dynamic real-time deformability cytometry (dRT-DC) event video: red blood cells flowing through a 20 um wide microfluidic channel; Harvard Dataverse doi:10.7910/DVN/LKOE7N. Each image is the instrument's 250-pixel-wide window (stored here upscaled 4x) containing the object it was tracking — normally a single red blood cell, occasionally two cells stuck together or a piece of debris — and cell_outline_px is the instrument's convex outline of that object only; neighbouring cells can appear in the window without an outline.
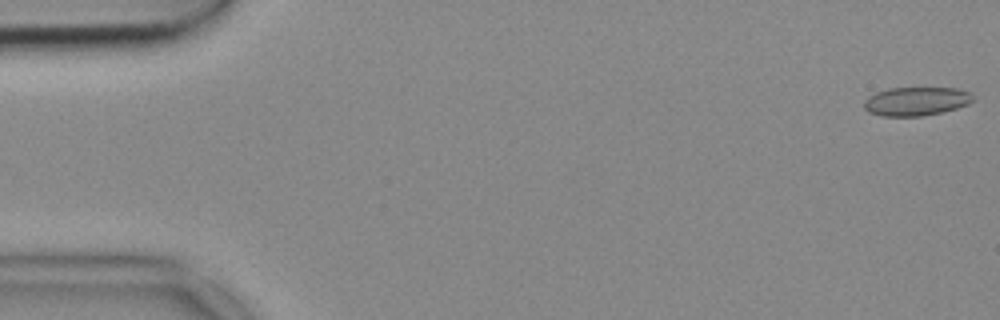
{"species": "common noctule bat (a hibernating species)", "species_latin": "Nyctalus noctula", "temperature_condition": "cold", "stored_images_in_passage": 53, "camera_frame_rate_fps": 3000, "um_per_image_px": 0.085, "animal": {"sex": "female", "body_mass_g": 18.4}, "frame": {"image": 1, "passage_image": 1, "time_ms": 0.0, "image_size_px": [1000, 320], "cell_outline_px": [[976, 100], [968, 104], [956, 108], [940, 112], [920, 116], [884, 116], [868, 112], [864, 108], [864, 100], [868, 96], [876, 92], [888, 88], [956, 88], [972, 92]], "centroid_in_image_um": [77.89, 8.6], "position_along_channel_um": 7.1, "area_um2": 18.32}}
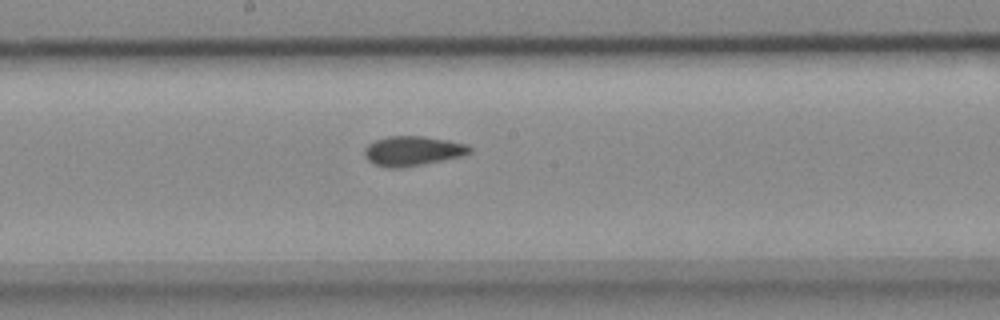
{"frame": {"image": 2, "passage_image": 28, "time_ms": 9.0, "image_size_px": [1000, 320], "cell_outline_px": [[472, 152], [464, 156], [404, 168], [388, 168], [372, 164], [364, 156], [364, 148], [368, 144], [376, 140], [388, 136], [424, 136], [448, 140], [468, 144], [472, 148]], "centroid_in_image_um": [35.09, 12.84], "position_along_channel_um": 213.1, "area_um2": 18.55}}
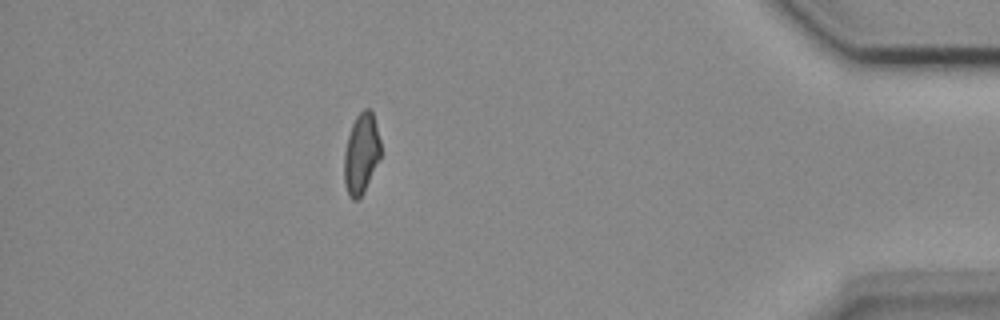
{"frame": {"image": 3, "passage_image": 47, "time_ms": 15.333, "image_size_px": [1000, 320], "cell_outline_px": [[380, 156], [364, 192], [356, 200], [352, 200], [348, 196], [344, 184], [344, 152], [348, 136], [352, 124], [356, 116], [364, 108], [368, 108], [372, 112], [380, 140]], "centroid_in_image_um": [30.68, 13.07], "position_along_channel_um": 404.5, "area_um2": 16.99}}